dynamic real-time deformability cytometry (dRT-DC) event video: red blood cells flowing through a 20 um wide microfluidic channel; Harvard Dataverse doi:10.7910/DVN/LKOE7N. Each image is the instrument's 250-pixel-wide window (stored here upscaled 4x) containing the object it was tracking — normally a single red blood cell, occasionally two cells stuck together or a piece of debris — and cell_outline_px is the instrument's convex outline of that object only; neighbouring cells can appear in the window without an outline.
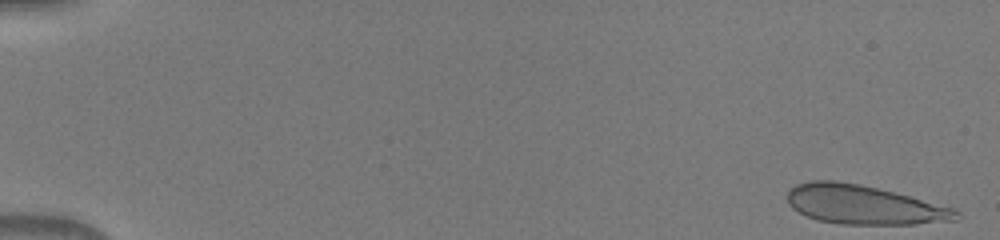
{"species": "human", "species_latin": "Homo sapiens", "temperature_condition": "warm", "stored_images_in_passage": 49, "camera_frame_rate_fps": 3000, "um_per_image_px": 0.085, "donor": {"sex": "male"}, "frame": {"image": 1, "passage_image": 1, "time_ms": 0.0, "image_size_px": [1000, 240], "cell_outline_px": [[960, 216], [956, 220], [916, 224], [840, 224], [816, 220], [804, 216], [792, 208], [788, 204], [788, 192], [796, 184], [812, 180], [836, 180], [860, 184], [956, 208], [960, 212]], "centroid_in_image_um": [73.41, 17.41], "position_along_channel_um": 11.6, "area_um2": 38.49}}
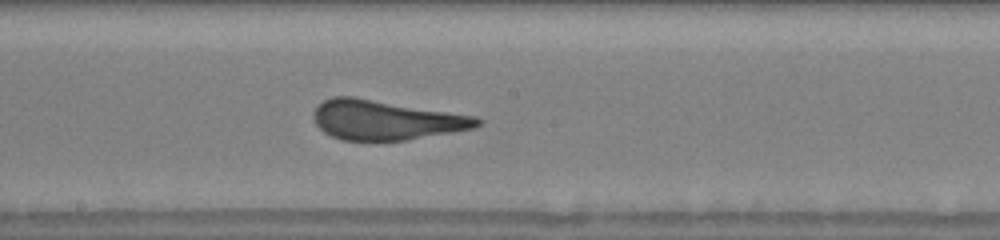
{"frame": {"image": 2, "passage_image": 28, "time_ms": 9.0, "image_size_px": [1000, 240], "cell_outline_px": [[484, 120], [476, 128], [408, 140], [344, 140], [332, 136], [324, 132], [316, 124], [312, 116], [312, 112], [316, 104], [332, 96], [352, 96], [476, 116]], "centroid_in_image_um": [32.78, 10.19], "position_along_channel_um": 215.4, "area_um2": 37.97}}
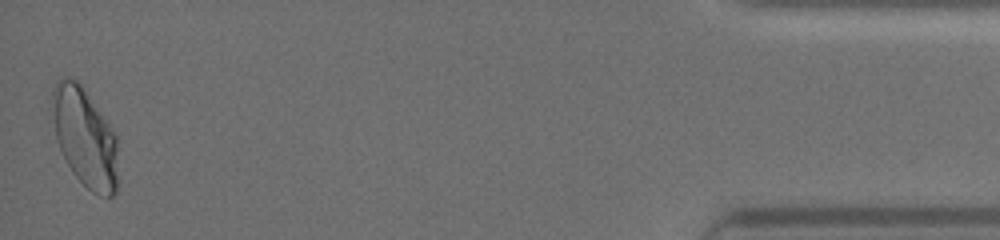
{"frame": {"image": 3, "passage_image": 49, "time_ms": 16.0, "image_size_px": [1000, 240], "cell_outline_px": [[116, 192], [112, 196], [100, 196], [92, 192], [72, 172], [60, 148], [56, 136], [52, 92], [52, 88], [56, 80], [60, 76], [68, 76], [76, 80], [80, 84], [116, 132]], "centroid_in_image_um": [7.22, 11.64], "position_along_channel_um": 428.0, "area_um2": 37.34}}